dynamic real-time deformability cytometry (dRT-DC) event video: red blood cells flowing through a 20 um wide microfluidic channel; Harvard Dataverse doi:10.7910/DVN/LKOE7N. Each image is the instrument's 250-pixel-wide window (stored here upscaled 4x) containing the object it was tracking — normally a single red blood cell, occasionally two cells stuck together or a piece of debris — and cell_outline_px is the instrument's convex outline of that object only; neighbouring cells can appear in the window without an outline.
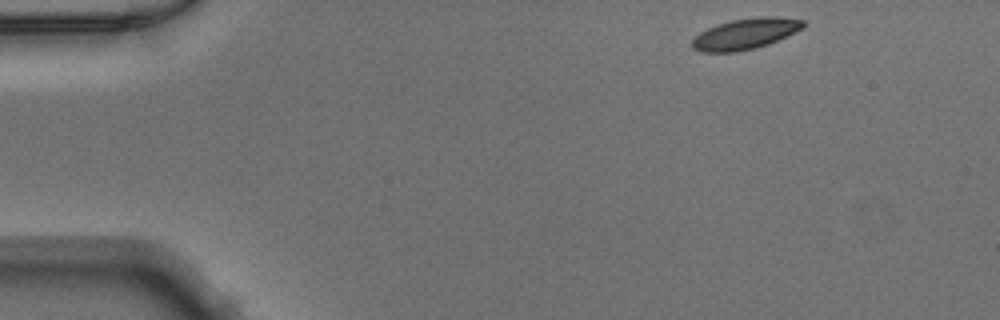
{"species": "Egyptian fruit bat (a non-hibernating species)", "species_latin": "Rousettus aegyptiacus", "temperature_condition": "warm", "stored_images_in_passage": 23, "camera_frame_rate_fps": 3000, "um_per_image_px": 0.085, "animal": {"sex": "male"}, "frame": {"image": 1, "passage_image": 1, "time_ms": 0.0, "image_size_px": [1000, 320], "cell_outline_px": [[804, 28], [768, 44], [756, 48], [736, 52], [700, 52], [692, 48], [692, 40], [700, 32], [708, 28], [732, 20], [760, 16], [776, 16], [804, 20]], "centroid_in_image_um": [63.36, 2.88], "position_along_channel_um": 21.6, "area_um2": 19.88}}
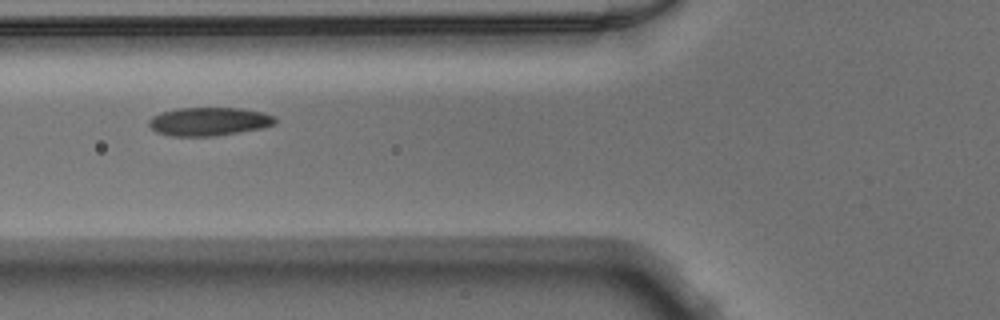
{"frame": {"image": 2, "passage_image": 14, "time_ms": 4.333, "image_size_px": [1000, 320], "cell_outline_px": [[276, 124], [264, 128], [216, 136], [172, 136], [156, 132], [148, 124], [148, 120], [152, 116], [160, 112], [180, 108], [240, 108], [264, 112], [276, 116]], "centroid_in_image_um": [17.8, 10.33], "position_along_channel_um": 108.0, "area_um2": 21.15}}
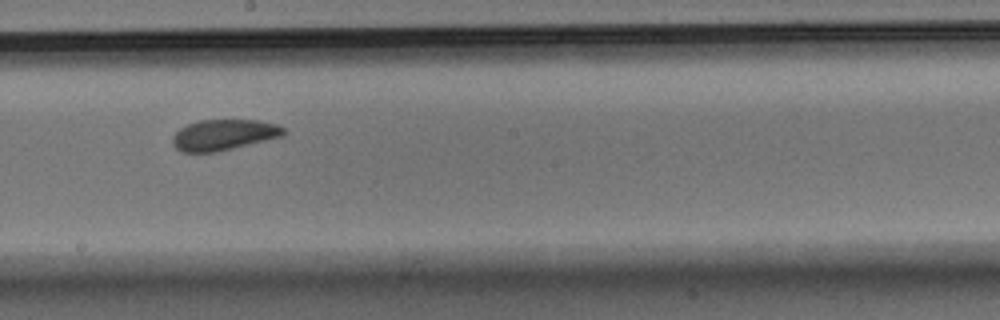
{"frame": {"image": 3, "passage_image": 23, "time_ms": 7.333, "image_size_px": [1000, 320], "cell_outline_px": [[288, 132], [284, 136], [216, 152], [180, 152], [172, 144], [172, 136], [180, 128], [188, 124], [200, 120], [256, 120], [276, 124], [284, 128]], "centroid_in_image_um": [19.02, 11.46], "position_along_channel_um": 229.2, "area_um2": 20.0}}